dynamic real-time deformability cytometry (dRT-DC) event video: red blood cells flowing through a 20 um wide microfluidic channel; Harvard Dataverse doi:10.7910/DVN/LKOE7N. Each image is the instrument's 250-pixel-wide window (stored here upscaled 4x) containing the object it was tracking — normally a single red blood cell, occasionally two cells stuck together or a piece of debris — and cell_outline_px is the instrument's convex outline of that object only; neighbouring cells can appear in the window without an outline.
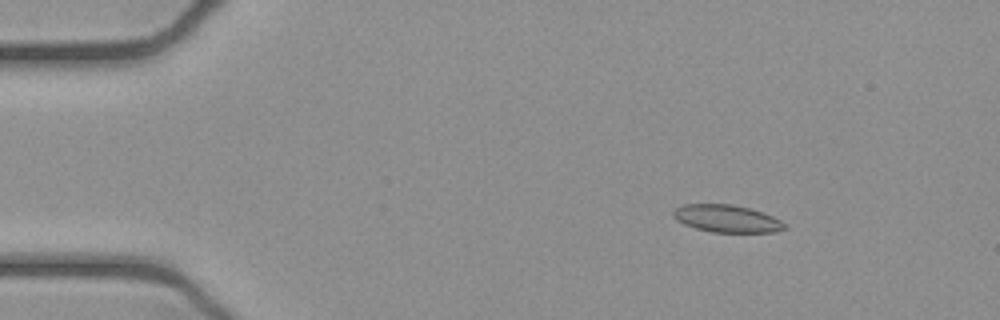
{"species": "common noctule bat (a hibernating species)", "species_latin": "Nyctalus noctula", "temperature_condition": "cold", "stored_images_in_passage": 50, "camera_frame_rate_fps": 3000, "um_per_image_px": 0.085, "animal": {"sex": "female", "body_mass_g": 21.9}, "frame": {"image": 1, "passage_image": 5, "time_ms": 1.333, "image_size_px": [1000, 320], "cell_outline_px": [[788, 228], [776, 232], [712, 232], [696, 228], [684, 224], [676, 220], [672, 216], [672, 212], [676, 208], [684, 204], [732, 204], [764, 212], [780, 220]], "centroid_in_image_um": [61.77, 18.58], "position_along_channel_um": 23.2, "area_um2": 17.8}}
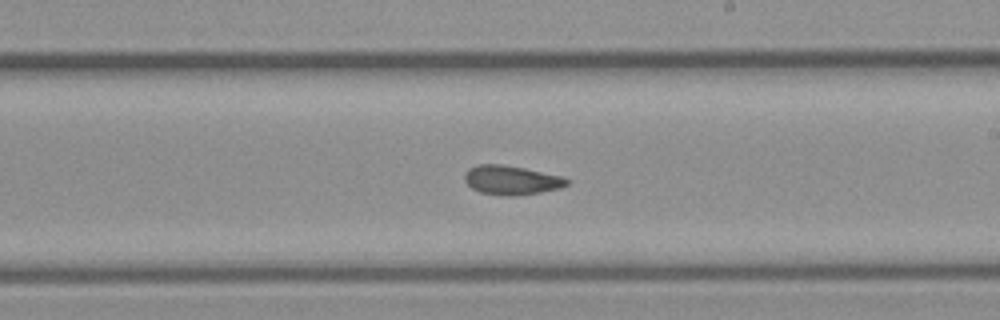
{"frame": {"image": 2, "passage_image": 28, "time_ms": 9.0, "image_size_px": [1000, 320], "cell_outline_px": [[568, 184], [560, 188], [540, 192], [516, 196], [508, 196], [480, 192], [472, 188], [464, 180], [464, 172], [468, 168], [476, 164], [500, 164], [524, 168], [564, 176], [568, 180]], "centroid_in_image_um": [43.45, 15.3], "position_along_channel_um": 245.6, "area_um2": 17.46}}
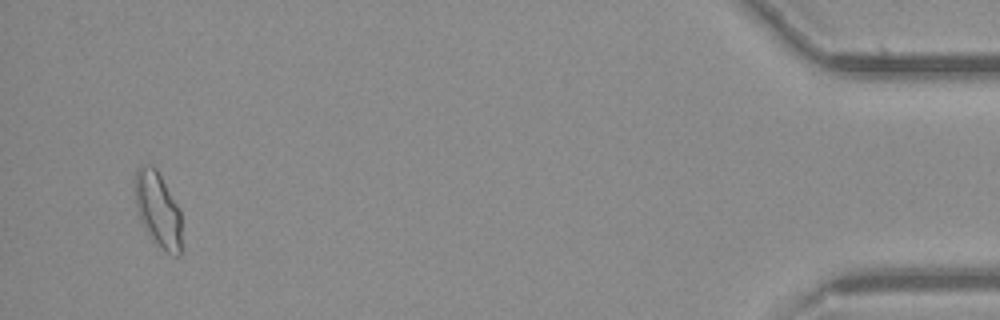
{"frame": {"image": 3, "passage_image": 48, "time_ms": 15.667, "image_size_px": [1000, 320], "cell_outline_px": [[180, 256], [172, 256], [156, 248], [148, 236], [140, 220], [136, 208], [132, 188], [132, 180], [136, 168], [140, 164], [152, 164], [156, 168], [180, 208]], "centroid_in_image_um": [13.36, 17.8], "position_along_channel_um": 421.8, "area_um2": 21.56}, "authors_computed_cell_mechanics": {"area_um2": 17.8313, "velocity_mm_per_s": 3.8968, "shape_relaxation_time_tau1_ms": null, "shape_relaxation_time_tau2_ms": 4.5537, "deformation_change_tau1": null, "deformation_change_tau2": 0.1041}}